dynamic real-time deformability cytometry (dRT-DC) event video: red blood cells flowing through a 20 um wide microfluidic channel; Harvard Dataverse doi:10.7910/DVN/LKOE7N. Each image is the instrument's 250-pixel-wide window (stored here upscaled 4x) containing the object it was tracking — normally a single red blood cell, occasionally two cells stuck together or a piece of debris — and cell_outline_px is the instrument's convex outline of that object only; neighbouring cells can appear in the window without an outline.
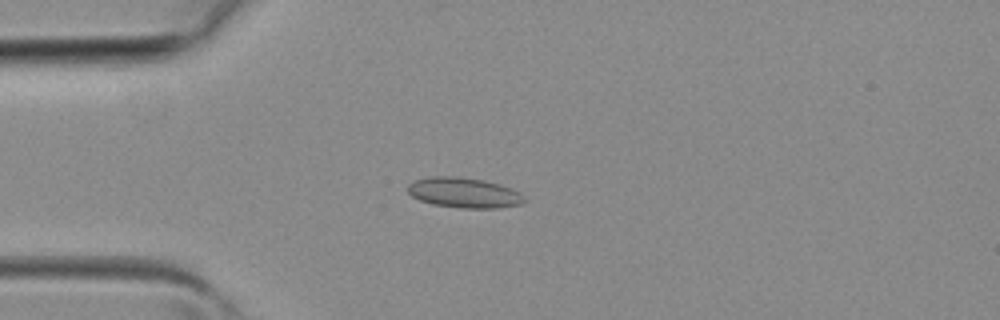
{"species": "common noctule bat (a hibernating species)", "species_latin": "Nyctalus noctula", "temperature_condition": "room temperature", "stored_images_in_passage": 3, "camera_frame_rate_fps": 3000, "um_per_image_px": 0.085, "animal": {"sex": "female", "body_mass_g": 19.3, "forearm_length_mm": 54.1}, "frame": {"image": 1, "passage_image": 3, "time_ms": 0.667, "image_size_px": [1000, 320], "cell_outline_px": [[528, 200], [520, 204], [496, 208], [460, 208], [432, 204], [420, 200], [412, 196], [408, 192], [408, 184], [416, 180], [432, 176], [456, 176], [484, 180], [500, 184], [512, 188], [520, 192]], "centroid_in_image_um": [39.47, 16.38], "position_along_channel_um": 45.5, "area_um2": 20.63}}